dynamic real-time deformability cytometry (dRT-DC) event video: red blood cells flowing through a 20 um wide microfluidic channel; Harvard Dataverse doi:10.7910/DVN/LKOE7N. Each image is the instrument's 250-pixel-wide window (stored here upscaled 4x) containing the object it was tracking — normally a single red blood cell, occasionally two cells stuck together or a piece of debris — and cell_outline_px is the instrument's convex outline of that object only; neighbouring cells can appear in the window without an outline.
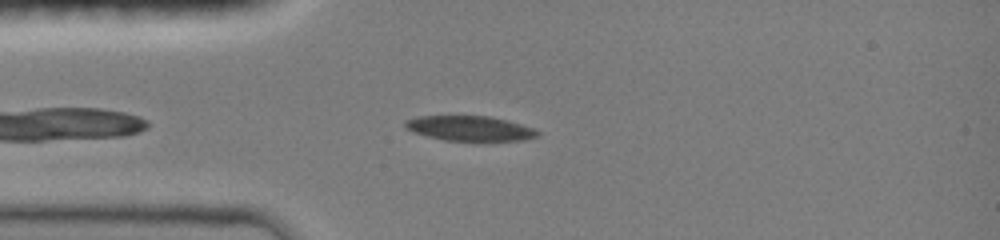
{"species": "common noctule bat (a hibernating species)", "species_latin": "Nyctalus noctula", "temperature_condition": "room temperature", "stored_images_in_passage": 15, "camera_frame_rate_fps": 3000, "um_per_image_px": 0.085, "animal": {"sex": "female", "body_mass_g": 19.0, "forearm_length_mm": 51.5}, "frame": {"image": 1, "passage_image": 1, "time_ms": 0.0, "image_size_px": [1000, 240], "cell_outline_px": [[540, 132], [536, 136], [524, 140], [444, 140], [412, 132], [404, 128], [404, 120], [416, 116], [488, 116], [508, 120], [536, 128]], "centroid_in_image_um": [39.91, 10.89], "position_along_channel_um": 45.1, "area_um2": 19.25}}
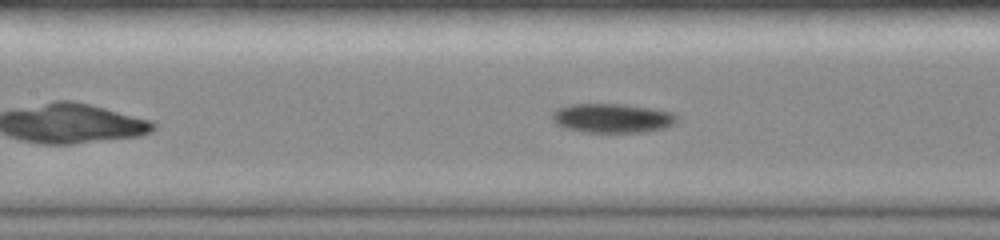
{"frame": {"image": 2, "passage_image": 7, "time_ms": 3.0, "image_size_px": [1000, 240], "cell_outline_px": [[676, 120], [672, 124], [664, 128], [640, 132], [584, 132], [564, 128], [556, 124], [552, 120], [552, 112], [556, 108], [568, 104], [624, 104], [652, 108], [672, 112], [676, 116]], "centroid_in_image_um": [51.98, 10.03], "position_along_channel_um": 155.4, "area_um2": 21.27}}
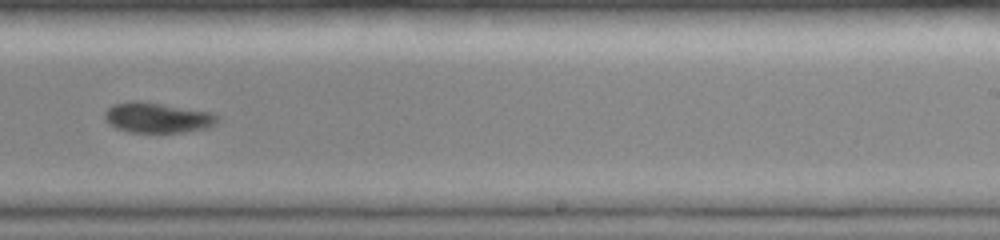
{"frame": {"image": 3, "passage_image": 13, "time_ms": 6.0, "image_size_px": [1000, 240], "cell_outline_px": [[220, 120], [216, 124], [204, 128], [184, 132], [128, 132], [116, 128], [108, 124], [104, 120], [104, 112], [112, 104], [132, 100], [140, 100], [212, 112], [220, 116]], "centroid_in_image_um": [13.36, 9.99], "position_along_channel_um": 275.6, "area_um2": 20.23}}